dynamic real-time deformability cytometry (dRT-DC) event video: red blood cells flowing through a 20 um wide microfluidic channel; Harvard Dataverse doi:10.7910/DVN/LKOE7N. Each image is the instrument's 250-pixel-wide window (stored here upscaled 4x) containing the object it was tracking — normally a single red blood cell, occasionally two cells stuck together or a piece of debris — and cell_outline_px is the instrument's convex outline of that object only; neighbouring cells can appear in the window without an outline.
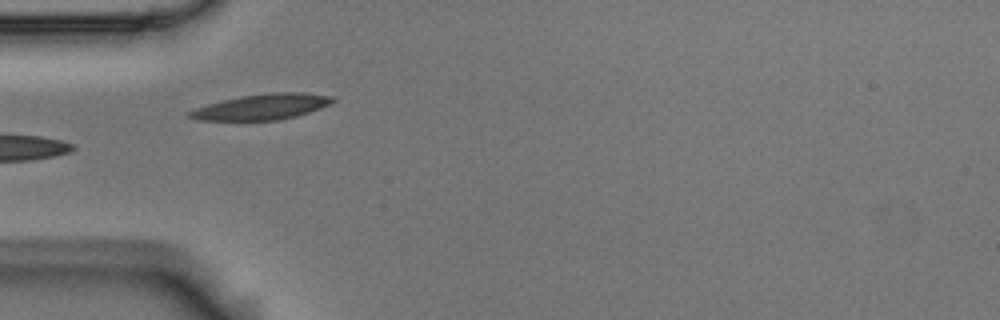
{"species": "Egyptian fruit bat (a non-hibernating species)", "species_latin": "Rousettus aegyptiacus", "temperature_condition": "room temperature", "stored_images_in_passage": 5, "camera_frame_rate_fps": 3000, "um_per_image_px": 0.085, "animal": {"sex": "male"}, "frame": {"image": 1, "passage_image": 4, "time_ms": 1.0, "image_size_px": [1000, 320], "cell_outline_px": [[336, 100], [332, 104], [296, 116], [276, 120], [196, 120], [188, 116], [184, 112], [208, 104], [240, 96], [272, 92], [304, 92], [332, 96]], "centroid_in_image_um": [22.27, 9.07], "position_along_channel_um": 62.7, "area_um2": 21.39}}
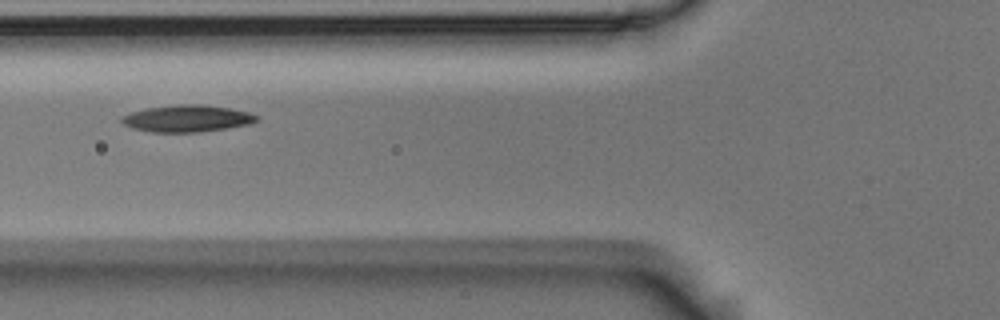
{"frame": {"image": 2, "passage_image": 5, "time_ms": 1.333, "image_size_px": [1000, 320], "cell_outline_px": [[260, 120], [248, 124], [200, 132], [152, 132], [132, 128], [124, 124], [120, 120], [120, 116], [144, 108], [180, 104], [204, 104], [228, 108], [248, 112], [260, 116]], "centroid_in_image_um": [15.89, 10.06], "position_along_channel_um": 109.9, "area_um2": 21.15}}